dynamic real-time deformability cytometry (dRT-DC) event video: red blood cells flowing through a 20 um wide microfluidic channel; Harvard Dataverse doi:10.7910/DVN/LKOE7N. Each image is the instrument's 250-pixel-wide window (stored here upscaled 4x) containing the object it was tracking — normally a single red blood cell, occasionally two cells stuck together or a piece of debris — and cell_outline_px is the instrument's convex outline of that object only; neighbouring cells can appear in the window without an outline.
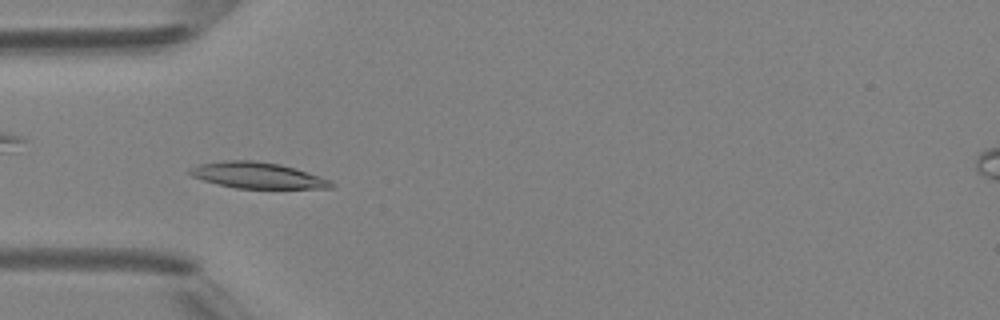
{"species": "Egyptian fruit bat (a non-hibernating species)", "species_latin": "Rousettus aegyptiacus", "temperature_condition": "room temperature", "stored_images_in_passage": 7, "camera_frame_rate_fps": 3000, "um_per_image_px": 0.085, "animal": {"sex": "female"}, "frame": {"image": 1, "passage_image": 5, "time_ms": 4.667, "image_size_px": [1000, 320], "cell_outline_px": [[336, 184], [332, 188], [236, 188], [204, 180], [192, 176], [188, 172], [188, 168], [200, 164], [224, 160], [252, 160], [280, 164], [332, 180]], "centroid_in_image_um": [21.89, 14.9], "position_along_channel_um": 63.1, "area_um2": 21.27}}
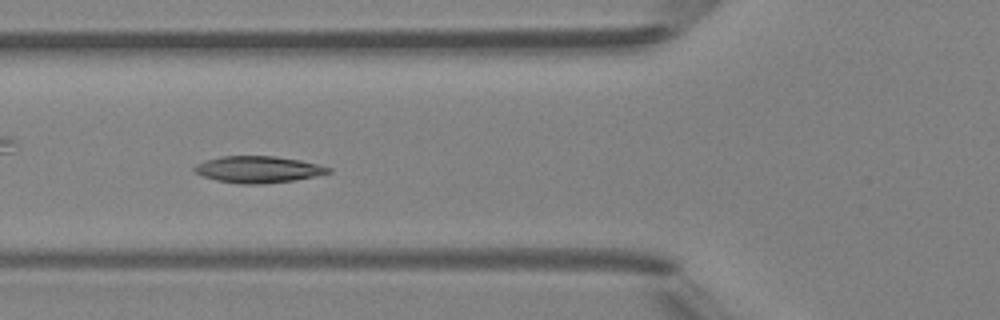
{"frame": {"image": 2, "passage_image": 6, "time_ms": 5.667, "image_size_px": [1000, 320], "cell_outline_px": [[332, 172], [316, 176], [296, 180], [264, 184], [236, 184], [216, 180], [204, 176], [196, 172], [192, 168], [196, 164], [220, 156], [276, 156], [300, 160], [332, 168]], "centroid_in_image_um": [21.96, 14.41], "position_along_channel_um": 103.8, "area_um2": 20.87}}
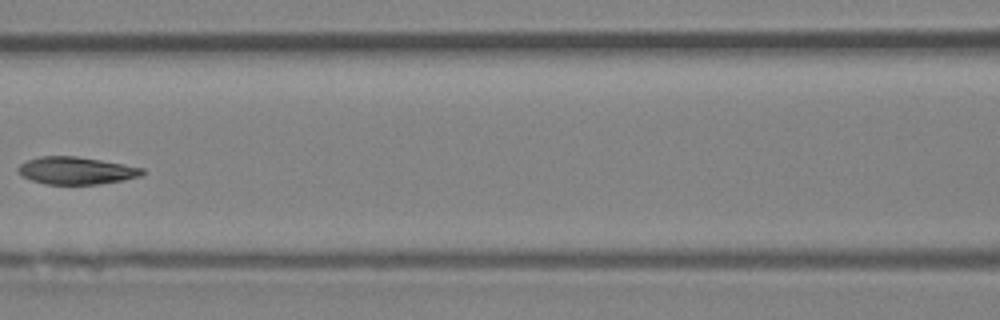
{"frame": {"image": 3, "passage_image": 7, "time_ms": 7.0, "image_size_px": [1000, 320], "cell_outline_px": [[144, 176], [124, 180], [100, 184], [44, 184], [20, 176], [16, 168], [20, 164], [28, 160], [40, 156], [76, 156], [100, 160], [144, 168]], "centroid_in_image_um": [6.47, 14.51], "position_along_channel_um": 160.1, "area_um2": 19.94}}